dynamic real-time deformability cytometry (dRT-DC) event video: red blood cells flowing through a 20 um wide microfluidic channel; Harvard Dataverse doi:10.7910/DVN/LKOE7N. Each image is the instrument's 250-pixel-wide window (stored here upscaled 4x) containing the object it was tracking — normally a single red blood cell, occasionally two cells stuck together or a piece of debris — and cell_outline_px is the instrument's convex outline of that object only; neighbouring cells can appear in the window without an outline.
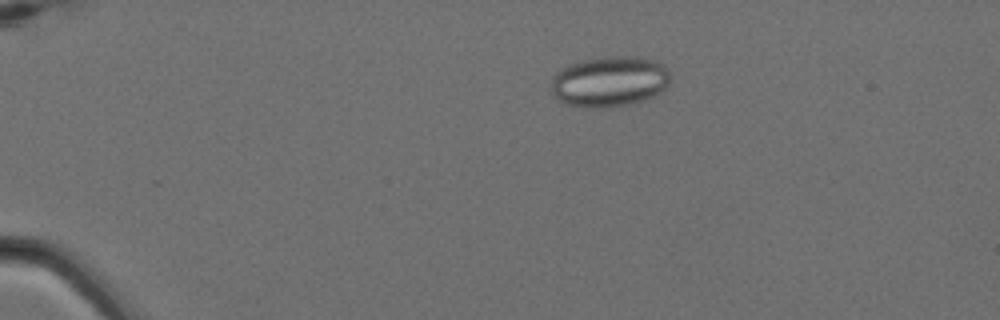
{"species": "Egyptian fruit bat (a non-hibernating species)", "species_latin": "Rousettus aegyptiacus", "temperature_condition": "cold", "stored_images_in_passage": 6, "camera_frame_rate_fps": 3000, "um_per_image_px": 0.085, "animal": {"sex": "female"}, "frame": {"image": 1, "passage_image": 4, "time_ms": 1.0, "image_size_px": [1000, 320], "cell_outline_px": [[672, 80], [660, 92], [644, 100], [628, 104], [604, 108], [584, 108], [564, 104], [556, 100], [548, 84], [552, 76], [560, 68], [568, 64], [584, 60], [604, 56], [640, 56], [656, 60], [664, 64], [668, 68]], "centroid_in_image_um": [51.77, 6.92], "position_along_channel_um": 33.2, "area_um2": 36.13}}